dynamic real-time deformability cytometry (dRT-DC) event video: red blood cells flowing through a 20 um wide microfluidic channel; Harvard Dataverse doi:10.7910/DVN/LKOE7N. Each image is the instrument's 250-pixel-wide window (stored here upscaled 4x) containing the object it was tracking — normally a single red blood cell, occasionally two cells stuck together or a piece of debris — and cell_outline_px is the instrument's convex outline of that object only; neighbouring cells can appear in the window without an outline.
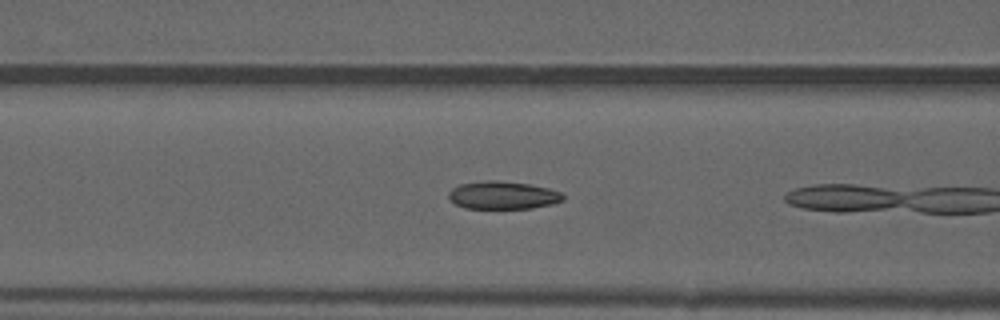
{"species": "common noctule bat (a hibernating species)", "species_latin": "Nyctalus noctula", "temperature_condition": "warm", "stored_images_in_passage": 6, "camera_frame_rate_fps": 3000, "um_per_image_px": 0.085, "animal": {"sex": "male", "forearm_length_mm": 52.5}, "frame": {"image": 1, "passage_image": 5, "time_ms": 1.333, "image_size_px": [1000, 320], "cell_outline_px": [[564, 200], [552, 204], [532, 208], [464, 208], [456, 204], [448, 196], [448, 192], [452, 188], [460, 184], [484, 180], [500, 180], [528, 184], [548, 188], [560, 192], [564, 196]], "centroid_in_image_um": [42.74, 16.58], "position_along_channel_um": 123.9, "area_um2": 18.55}}